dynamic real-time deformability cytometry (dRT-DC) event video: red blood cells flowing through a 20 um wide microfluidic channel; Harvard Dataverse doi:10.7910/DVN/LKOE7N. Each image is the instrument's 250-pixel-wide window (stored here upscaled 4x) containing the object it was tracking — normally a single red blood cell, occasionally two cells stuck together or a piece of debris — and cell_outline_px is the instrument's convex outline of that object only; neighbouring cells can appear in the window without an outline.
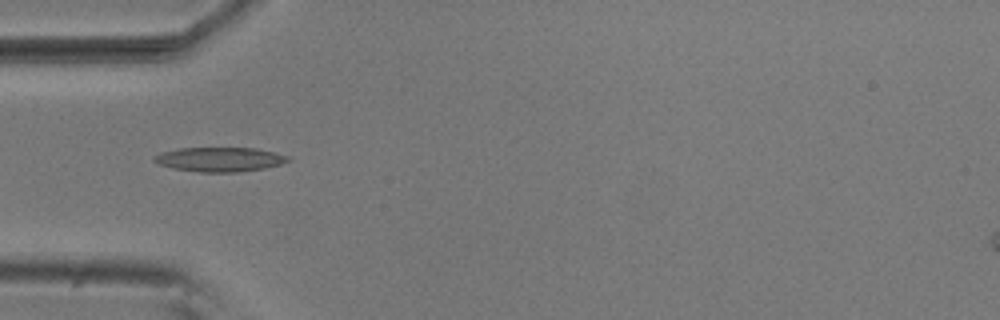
{"species": "common noctule bat (a hibernating species)", "species_latin": "Nyctalus noctula", "temperature_condition": "room temperature", "stored_images_in_passage": 10, "camera_frame_rate_fps": 3000, "um_per_image_px": 0.085, "animal": {"sex": "male", "body_mass_g": 20.5, "forearm_length_mm": 52.5}, "frame": {"image": 1, "passage_image": 4, "time_ms": 1.0, "image_size_px": [1000, 320], "cell_outline_px": [[292, 160], [280, 164], [264, 168], [236, 172], [200, 172], [172, 168], [160, 164], [152, 160], [152, 156], [160, 152], [180, 148], [256, 148], [288, 156]], "centroid_in_image_um": [18.64, 13.54], "position_along_channel_um": 66.4, "area_um2": 18.96}}
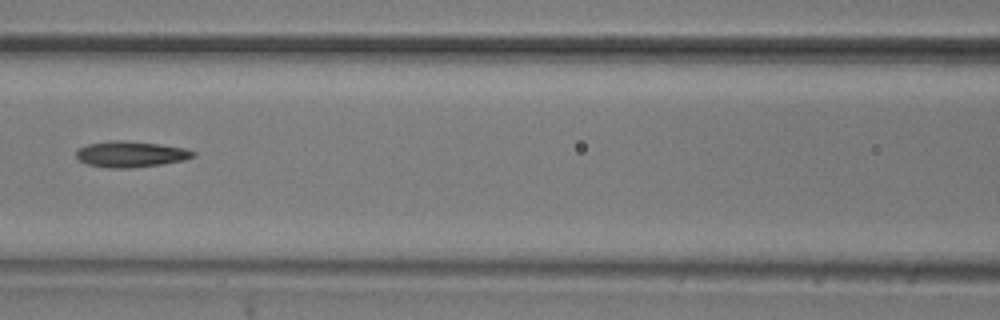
{"frame": {"image": 2, "passage_image": 6, "time_ms": 1.667, "image_size_px": [1000, 320], "cell_outline_px": [[196, 156], [184, 160], [160, 164], [132, 168], [108, 168], [88, 164], [80, 160], [76, 156], [76, 152], [80, 148], [88, 144], [108, 140], [124, 140], [160, 144], [184, 148], [196, 152]], "centroid_in_image_um": [11.13, 13.1], "position_along_channel_um": 155.5, "area_um2": 17.69}}
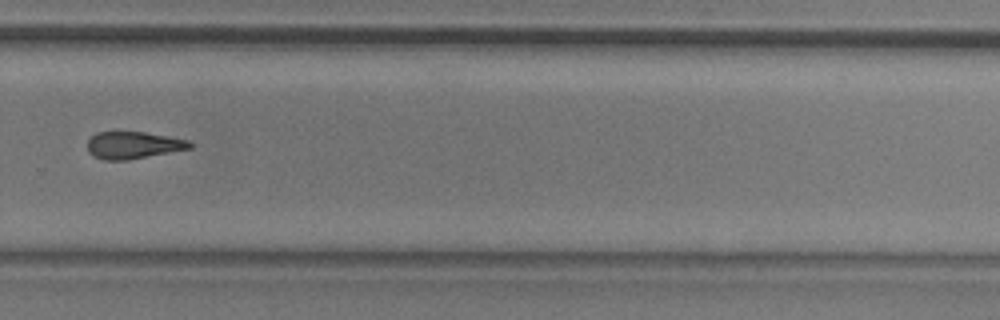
{"frame": {"image": 3, "passage_image": 10, "time_ms": 3.0, "image_size_px": [1000, 320], "cell_outline_px": [[192, 148], [128, 160], [104, 160], [92, 156], [88, 152], [88, 140], [96, 132], [144, 132], [188, 140], [192, 144]], "centroid_in_image_um": [11.3, 12.35], "position_along_channel_um": 318.5, "area_um2": 16.13}}